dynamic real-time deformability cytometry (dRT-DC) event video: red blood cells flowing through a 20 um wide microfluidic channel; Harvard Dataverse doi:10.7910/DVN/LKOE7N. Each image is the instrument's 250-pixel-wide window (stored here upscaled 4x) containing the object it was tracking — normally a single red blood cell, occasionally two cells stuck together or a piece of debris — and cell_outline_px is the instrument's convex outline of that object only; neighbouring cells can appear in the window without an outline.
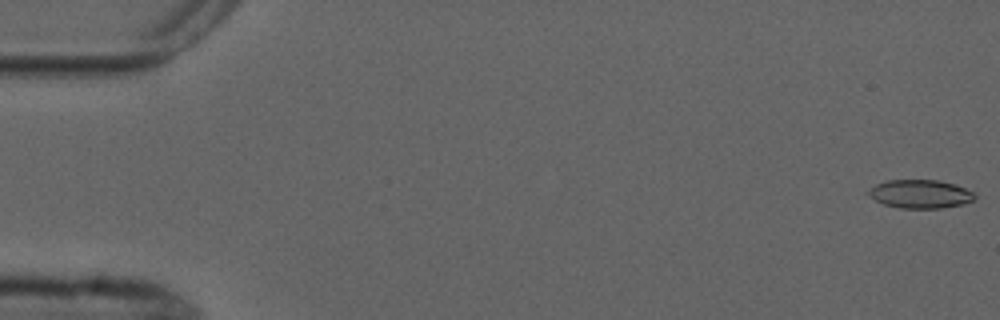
{"species": "common noctule bat (a hibernating species)", "species_latin": "Nyctalus noctula", "temperature_condition": "cold", "stored_images_in_passage": 6, "camera_frame_rate_fps": 3000, "um_per_image_px": 0.085, "animal": {"sex": "male", "forearm_length_mm": 52.5}, "frame": {"image": 1, "passage_image": 1, "time_ms": 0.0, "image_size_px": [1000, 320], "cell_outline_px": [[976, 196], [972, 200], [960, 204], [940, 208], [900, 208], [884, 204], [868, 196], [864, 192], [876, 184], [888, 180], [940, 180], [976, 192]], "centroid_in_image_um": [78.18, 16.48], "position_along_channel_um": 6.8, "area_um2": 17.57}}
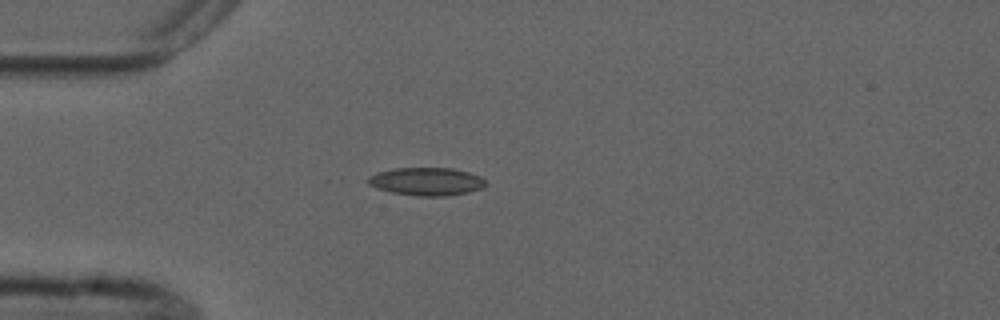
{"frame": {"image": 2, "passage_image": 5, "time_ms": 4.667, "image_size_px": [1000, 320], "cell_outline_px": [[488, 184], [484, 188], [468, 192], [448, 196], [416, 196], [392, 192], [376, 188], [368, 184], [368, 176], [392, 168], [452, 168], [468, 172], [480, 176]], "centroid_in_image_um": [36.28, 15.43], "position_along_channel_um": 48.7, "area_um2": 19.25}}